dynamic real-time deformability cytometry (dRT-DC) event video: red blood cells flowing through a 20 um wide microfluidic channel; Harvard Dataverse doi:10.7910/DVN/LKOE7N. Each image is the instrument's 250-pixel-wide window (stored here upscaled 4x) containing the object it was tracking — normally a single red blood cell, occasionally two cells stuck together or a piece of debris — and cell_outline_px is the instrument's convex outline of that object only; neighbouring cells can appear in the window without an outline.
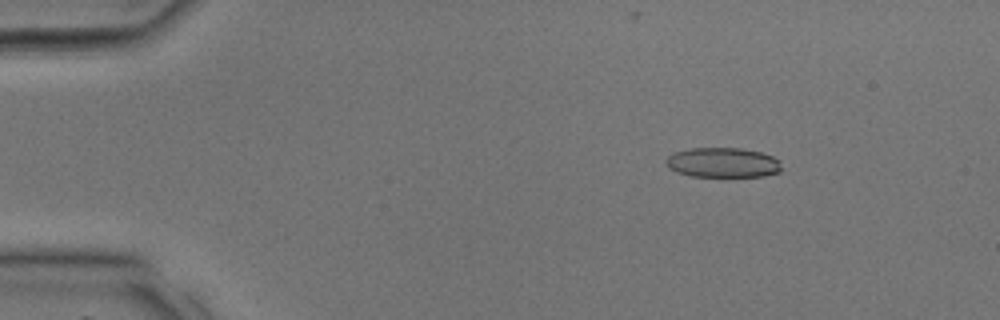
{"species": "common noctule bat (a hibernating species)", "species_latin": "Nyctalus noctula", "temperature_condition": "room temperature", "stored_images_in_passage": 10, "camera_frame_rate_fps": 3000, "um_per_image_px": 0.085, "animal": {"sex": "male", "body_mass_g": 17.9, "forearm_length_mm": 54.2}, "frame": {"image": 1, "passage_image": 4, "time_ms": 1.0, "image_size_px": [1000, 320], "cell_outline_px": [[780, 172], [764, 176], [692, 176], [676, 172], [668, 168], [664, 164], [664, 160], [672, 152], [688, 148], [740, 148], [760, 152], [772, 156], [780, 160]], "centroid_in_image_um": [61.38, 13.81], "position_along_channel_um": 23.6, "area_um2": 20.29}}